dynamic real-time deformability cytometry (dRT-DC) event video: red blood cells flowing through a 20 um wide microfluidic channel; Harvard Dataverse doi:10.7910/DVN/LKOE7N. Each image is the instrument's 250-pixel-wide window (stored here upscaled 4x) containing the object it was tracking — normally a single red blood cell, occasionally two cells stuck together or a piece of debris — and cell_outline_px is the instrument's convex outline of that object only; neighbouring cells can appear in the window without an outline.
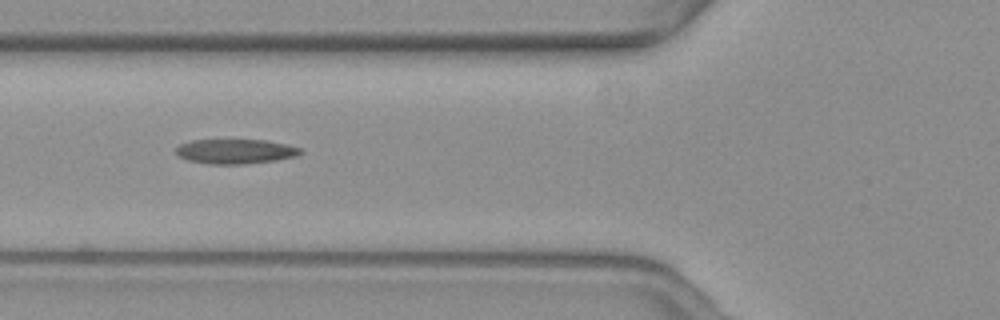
{"species": "common noctule bat (a hibernating species)", "species_latin": "Nyctalus noctula", "temperature_condition": "warm", "stored_images_in_passage": 16, "camera_frame_rate_fps": 3000, "um_per_image_px": 0.085, "animal": {"sex": "female", "body_mass_g": 19.3, "forearm_length_mm": 54.1}, "frame": {"image": 1, "passage_image": 6, "time_ms": 1.667, "image_size_px": [1000, 320], "cell_outline_px": [[304, 152], [296, 156], [276, 160], [244, 164], [208, 164], [188, 160], [180, 156], [176, 152], [176, 148], [180, 144], [192, 140], [264, 140], [284, 144], [300, 148]], "centroid_in_image_um": [20.01, 12.87], "position_along_channel_um": 105.8, "area_um2": 17.74}}
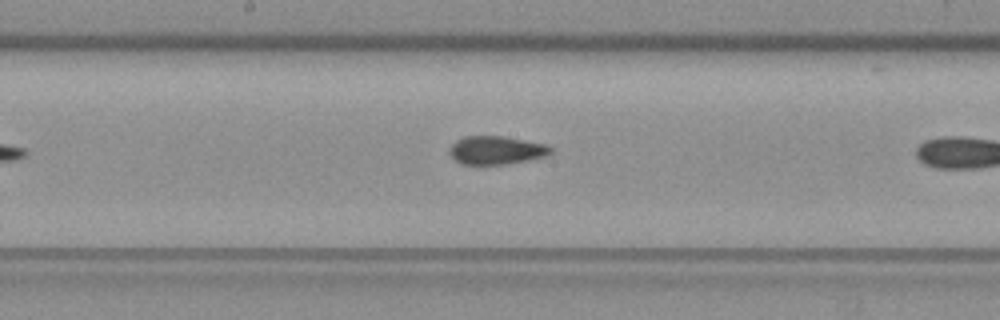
{"frame": {"image": 2, "passage_image": 16, "time_ms": 5.0, "image_size_px": [1000, 320], "cell_outline_px": [[552, 152], [548, 156], [528, 160], [504, 164], [460, 164], [448, 152], [448, 148], [456, 140], [464, 136], [504, 136], [548, 144], [552, 148]], "centroid_in_image_um": [42.2, 12.76], "position_along_channel_um": 206.0, "area_um2": 16.88}}